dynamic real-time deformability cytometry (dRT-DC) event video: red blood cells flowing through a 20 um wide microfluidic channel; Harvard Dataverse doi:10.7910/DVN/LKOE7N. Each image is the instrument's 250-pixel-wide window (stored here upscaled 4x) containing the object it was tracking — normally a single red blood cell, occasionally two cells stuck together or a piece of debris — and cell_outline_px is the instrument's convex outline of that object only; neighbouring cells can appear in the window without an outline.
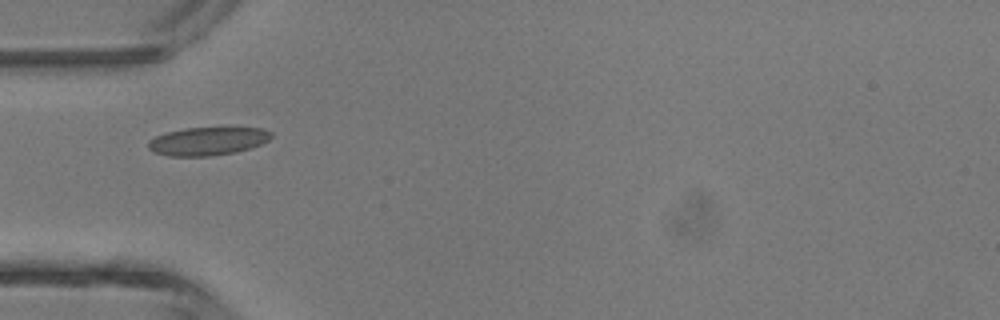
{"species": "common noctule bat (a hibernating species)", "species_latin": "Nyctalus noctula", "temperature_condition": "room temperature", "stored_images_in_passage": 2, "camera_frame_rate_fps": 3000, "um_per_image_px": 0.085, "animal": {"sex": "male", "body_mass_g": 13.3}, "frame": {"image": 1, "passage_image": 1, "time_ms": 0.0, "image_size_px": [1000, 320], "cell_outline_px": [[272, 136], [268, 140], [252, 148], [236, 152], [208, 156], [168, 156], [152, 152], [148, 148], [148, 140], [156, 136], [168, 132], [184, 128], [264, 128], [272, 132]], "centroid_in_image_um": [17.64, 12.0], "position_along_channel_um": 67.4, "area_um2": 20.23}}
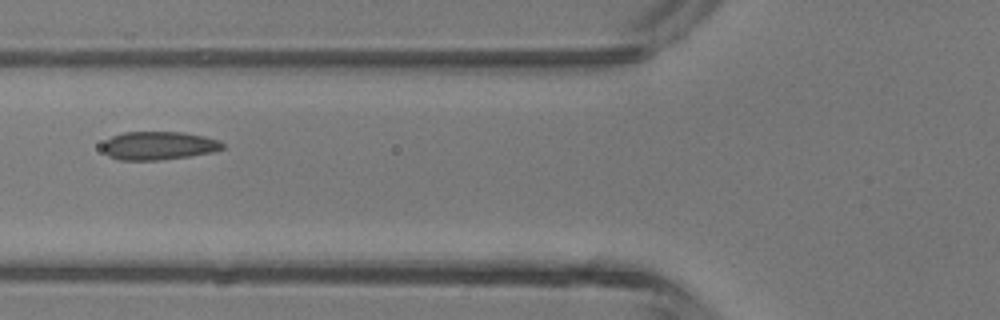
{"frame": {"image": 2, "passage_image": 2, "time_ms": 1.0, "image_size_px": [1000, 320], "cell_outline_px": [[224, 148], [212, 152], [188, 156], [156, 160], [120, 160], [108, 156], [104, 152], [104, 144], [112, 136], [124, 132], [184, 132], [204, 136], [220, 140], [224, 144]], "centroid_in_image_um": [13.51, 12.37], "position_along_channel_um": 112.3, "area_um2": 19.65}}